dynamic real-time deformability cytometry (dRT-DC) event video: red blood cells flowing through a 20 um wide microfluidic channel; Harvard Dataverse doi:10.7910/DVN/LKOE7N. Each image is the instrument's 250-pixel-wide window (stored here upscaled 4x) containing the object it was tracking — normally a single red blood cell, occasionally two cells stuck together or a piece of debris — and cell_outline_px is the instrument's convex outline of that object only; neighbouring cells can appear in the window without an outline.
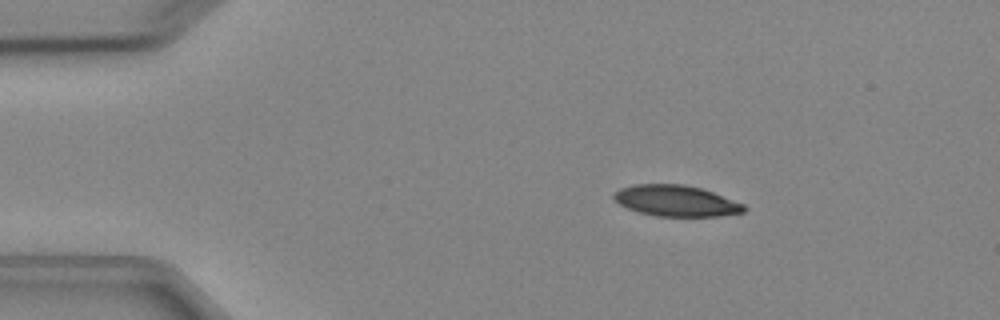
{"species": "Egyptian fruit bat (a non-hibernating species)", "species_latin": "Rousettus aegyptiacus", "temperature_condition": "cold", "stored_images_in_passage": 3, "camera_frame_rate_fps": 3000, "um_per_image_px": 0.085, "animal": {"sex": "female"}, "frame": {"image": 1, "passage_image": 2, "time_ms": 1.0, "image_size_px": [1000, 320], "cell_outline_px": [[748, 208], [744, 212], [720, 216], [656, 216], [640, 212], [628, 208], [620, 204], [612, 196], [620, 188], [632, 184], [684, 184], [700, 188], [712, 192], [744, 204]], "centroid_in_image_um": [57.48, 17.07], "position_along_channel_um": 27.5, "area_um2": 23.41}}